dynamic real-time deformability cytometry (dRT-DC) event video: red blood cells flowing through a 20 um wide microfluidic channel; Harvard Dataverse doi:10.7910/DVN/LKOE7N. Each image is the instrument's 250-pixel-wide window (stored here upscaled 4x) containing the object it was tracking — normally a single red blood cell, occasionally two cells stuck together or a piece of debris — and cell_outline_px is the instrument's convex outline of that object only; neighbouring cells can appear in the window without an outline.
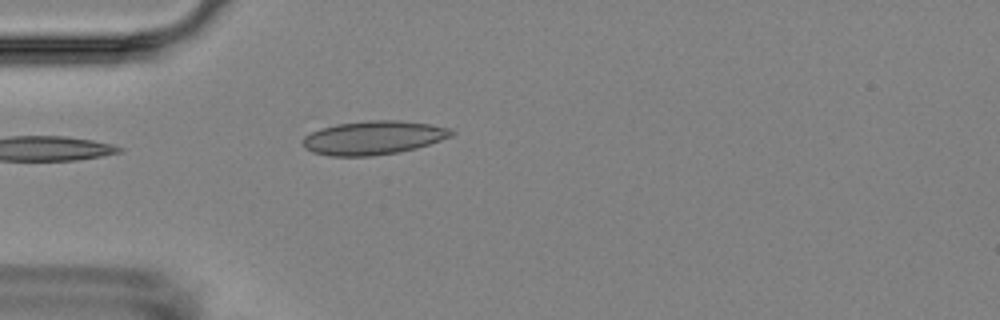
{"species": "Egyptian fruit bat (a non-hibernating species)", "species_latin": "Rousettus aegyptiacus", "temperature_condition": "room temperature", "stored_images_in_passage": 5, "camera_frame_rate_fps": 3000, "um_per_image_px": 0.085, "animal": {"sex": "female"}, "frame": {"image": 1, "passage_image": 5, "time_ms": 4.667, "image_size_px": [1000, 320], "cell_outline_px": [[456, 132], [452, 136], [416, 148], [400, 152], [372, 156], [328, 156], [312, 152], [304, 148], [300, 140], [304, 136], [320, 128], [336, 124], [368, 120], [400, 120], [432, 124], [452, 128]], "centroid_in_image_um": [31.73, 11.7], "position_along_channel_um": 53.3, "area_um2": 29.59}}